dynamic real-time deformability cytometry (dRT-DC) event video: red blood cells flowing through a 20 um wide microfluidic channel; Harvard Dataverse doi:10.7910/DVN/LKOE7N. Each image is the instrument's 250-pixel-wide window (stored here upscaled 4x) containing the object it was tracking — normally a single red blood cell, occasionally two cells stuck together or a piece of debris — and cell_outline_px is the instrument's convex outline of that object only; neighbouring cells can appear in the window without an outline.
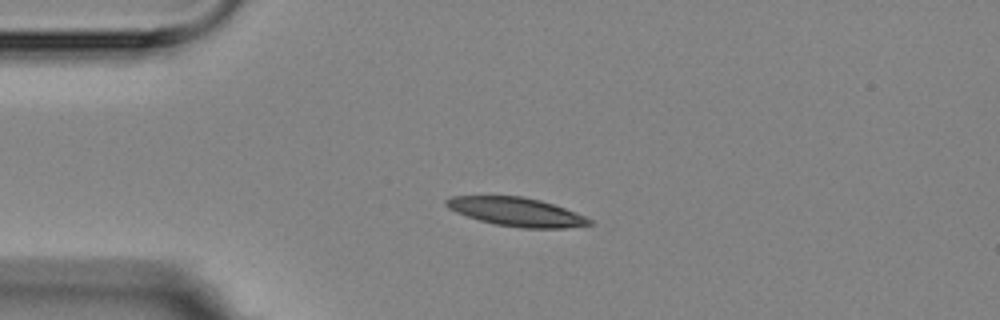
{"species": "Egyptian fruit bat (a non-hibernating species)", "species_latin": "Rousettus aegyptiacus", "temperature_condition": "room temperature", "stored_images_in_passage": 4, "camera_frame_rate_fps": 3000, "um_per_image_px": 0.085, "animal": {"sex": "female"}, "frame": {"image": 1, "passage_image": 3, "time_ms": 2.333, "image_size_px": [1000, 320], "cell_outline_px": [[592, 224], [564, 228], [520, 228], [496, 224], [480, 220], [456, 212], [448, 208], [444, 204], [444, 200], [452, 196], [520, 196], [540, 200], [564, 208], [584, 216], [592, 220]], "centroid_in_image_um": [43.87, 18.01], "position_along_channel_um": 41.1, "area_um2": 23.64}}